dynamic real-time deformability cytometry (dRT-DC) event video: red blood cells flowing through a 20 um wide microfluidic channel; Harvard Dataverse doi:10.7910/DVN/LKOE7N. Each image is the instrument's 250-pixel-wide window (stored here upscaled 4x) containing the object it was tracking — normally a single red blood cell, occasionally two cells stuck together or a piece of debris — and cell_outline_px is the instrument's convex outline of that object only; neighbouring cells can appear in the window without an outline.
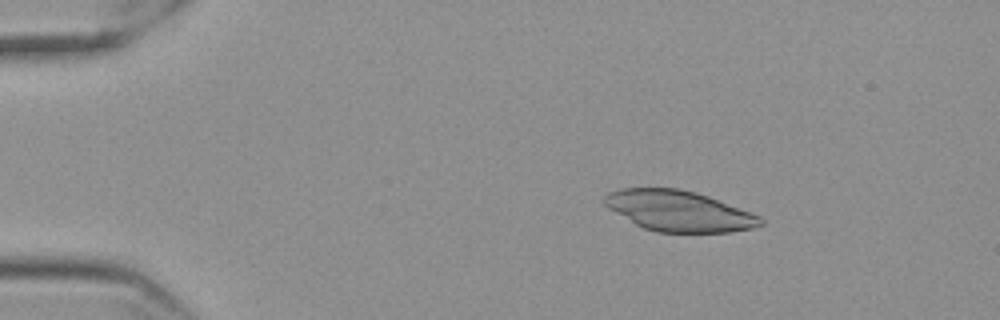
{"species": "Egyptian fruit bat (a non-hibernating species)", "species_latin": "Rousettus aegyptiacus", "temperature_condition": "cold", "stored_images_in_passage": 49, "camera_frame_rate_fps": 3000, "um_per_image_px": 0.085, "frame": {"image": 1, "passage_image": 2, "time_ms": 0.333, "image_size_px": [1000, 320], "cell_outline_px": [[764, 224], [752, 228], [732, 232], [656, 232], [644, 228], [636, 224], [608, 208], [604, 204], [604, 196], [608, 192], [620, 188], [680, 188], [696, 192], [708, 196], [760, 216], [764, 220]], "centroid_in_image_um": [57.7, 17.93], "position_along_channel_um": 27.3, "area_um2": 36.82}}